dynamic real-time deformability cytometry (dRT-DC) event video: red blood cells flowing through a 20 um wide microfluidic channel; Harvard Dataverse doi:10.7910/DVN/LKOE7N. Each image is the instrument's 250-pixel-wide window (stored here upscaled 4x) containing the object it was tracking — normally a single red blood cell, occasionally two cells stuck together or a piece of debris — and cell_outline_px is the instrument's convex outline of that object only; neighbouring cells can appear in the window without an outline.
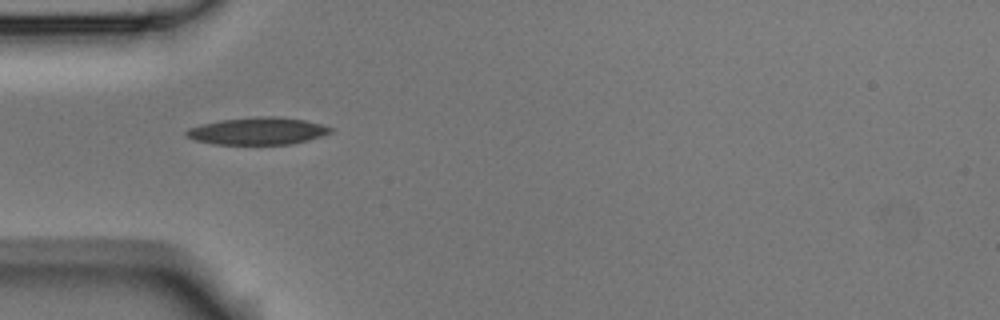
{"species": "Egyptian fruit bat (a non-hibernating species)", "species_latin": "Rousettus aegyptiacus", "temperature_condition": "room temperature", "stored_images_in_passage": 38, "camera_frame_rate_fps": 3000, "um_per_image_px": 0.085, "animal": {"sex": "male"}, "frame": {"image": 1, "passage_image": 1, "time_ms": 0.0, "image_size_px": [1000, 320], "cell_outline_px": [[332, 132], [308, 140], [292, 144], [212, 144], [196, 140], [184, 136], [184, 132], [188, 128], [200, 124], [220, 120], [260, 116], [276, 116], [304, 120], [320, 124], [332, 128]], "centroid_in_image_um": [21.85, 11.13], "position_along_channel_um": 63.1, "area_um2": 22.89}}
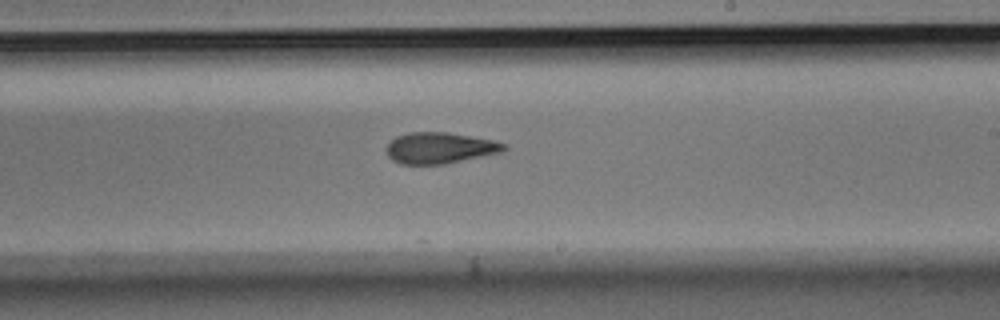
{"frame": {"image": 2, "passage_image": 16, "time_ms": 5.0, "image_size_px": [1000, 320], "cell_outline_px": [[508, 148], [504, 152], [444, 164], [400, 164], [392, 160], [388, 156], [388, 144], [396, 136], [408, 132], [448, 132], [492, 140], [508, 144]], "centroid_in_image_um": [37.43, 12.58], "position_along_channel_um": 251.6, "area_um2": 21.39}}
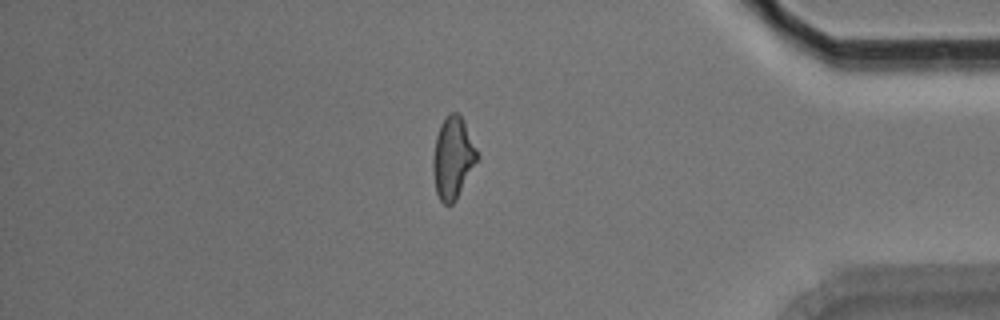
{"frame": {"image": 3, "passage_image": 30, "time_ms": 9.667, "image_size_px": [1000, 320], "cell_outline_px": [[480, 156], [456, 200], [452, 204], [444, 204], [440, 200], [436, 192], [432, 168], [432, 160], [436, 136], [440, 124], [452, 112], [456, 112], [460, 116]], "centroid_in_image_um": [38.48, 13.46], "position_along_channel_um": 396.7, "area_um2": 20.75}, "authors_computed_cell_mechanics": {"area_um2": 21.386, "velocity_mm_per_s": 3.7737, "shape_relaxation_time_tau1_ms": 7.3903, "shape_relaxation_time_tau2_ms": 3.7619, "deformation_change_tau1": 0.1812, "deformation_change_tau2": 0.1268}}